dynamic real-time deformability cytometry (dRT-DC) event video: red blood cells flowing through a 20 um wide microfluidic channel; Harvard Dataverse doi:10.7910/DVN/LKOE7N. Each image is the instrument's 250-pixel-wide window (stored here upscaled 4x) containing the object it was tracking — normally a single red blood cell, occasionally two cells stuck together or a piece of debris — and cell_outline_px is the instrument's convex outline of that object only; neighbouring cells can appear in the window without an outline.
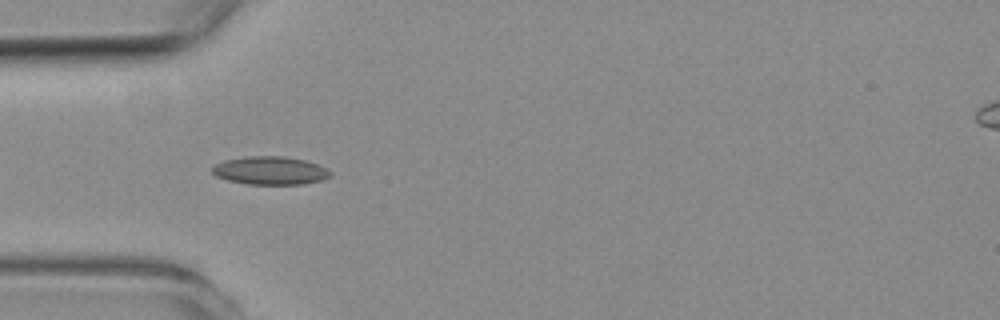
{"species": "common noctule bat (a hibernating species)", "species_latin": "Nyctalus noctula", "temperature_condition": "room temperature", "stored_images_in_passage": 2, "camera_frame_rate_fps": 3000, "um_per_image_px": 0.085, "animal": {"sex": "female", "body_mass_g": 19.3, "forearm_length_mm": 54.1}, "frame": {"image": 1, "passage_image": 1, "time_ms": 0.0, "image_size_px": [1000, 320], "cell_outline_px": [[332, 176], [320, 180], [304, 184], [248, 184], [228, 180], [216, 176], [212, 172], [212, 164], [224, 160], [244, 156], [284, 156], [304, 160], [316, 164], [332, 172]], "centroid_in_image_um": [22.92, 14.49], "position_along_channel_um": 62.1, "area_um2": 19.42}}
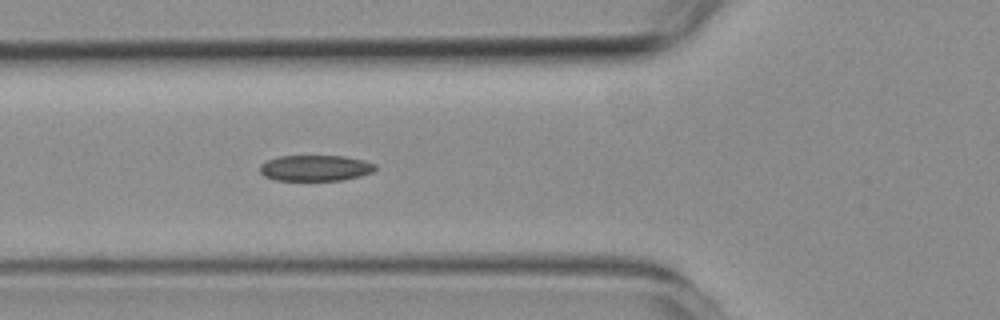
{"frame": {"image": 2, "passage_image": 2, "time_ms": 1.0, "image_size_px": [1000, 320], "cell_outline_px": [[376, 168], [372, 172], [360, 176], [340, 180], [276, 180], [264, 176], [260, 172], [260, 164], [268, 160], [280, 156], [344, 156], [364, 160], [376, 164]], "centroid_in_image_um": [26.81, 14.28], "position_along_channel_um": 99.0, "area_um2": 17.34}}